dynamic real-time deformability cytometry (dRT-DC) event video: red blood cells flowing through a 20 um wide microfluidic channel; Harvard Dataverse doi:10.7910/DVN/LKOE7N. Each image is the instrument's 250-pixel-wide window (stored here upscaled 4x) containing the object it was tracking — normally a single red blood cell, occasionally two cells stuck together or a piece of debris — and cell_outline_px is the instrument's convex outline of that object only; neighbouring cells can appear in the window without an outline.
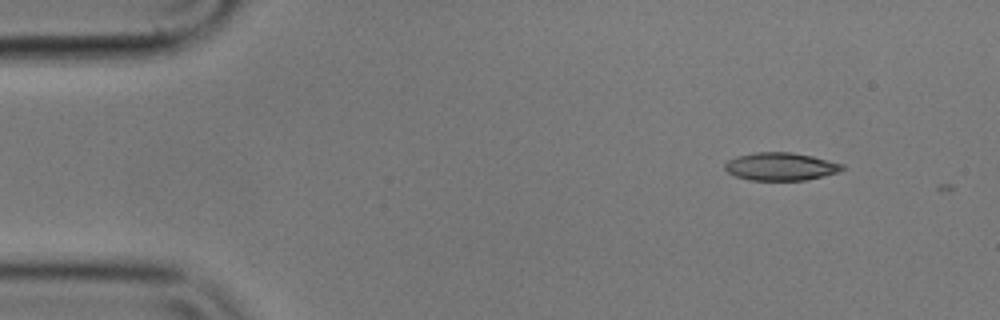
{"species": "common noctule bat (a hibernating species)", "species_latin": "Nyctalus noctula", "temperature_condition": "cold", "stored_images_in_passage": 2, "camera_frame_rate_fps": 3000, "um_per_image_px": 0.085, "animal": {"sex": "male", "body_mass_g": 17.9}, "frame": {"image": 1, "passage_image": 1, "time_ms": 0.0, "image_size_px": [1000, 320], "cell_outline_px": [[844, 168], [840, 172], [824, 176], [804, 180], [748, 180], [736, 176], [728, 172], [724, 168], [724, 164], [728, 160], [736, 156], [756, 152], [792, 152], [812, 156], [844, 164]], "centroid_in_image_um": [66.36, 14.15], "position_along_channel_um": 18.6, "area_um2": 19.13}}